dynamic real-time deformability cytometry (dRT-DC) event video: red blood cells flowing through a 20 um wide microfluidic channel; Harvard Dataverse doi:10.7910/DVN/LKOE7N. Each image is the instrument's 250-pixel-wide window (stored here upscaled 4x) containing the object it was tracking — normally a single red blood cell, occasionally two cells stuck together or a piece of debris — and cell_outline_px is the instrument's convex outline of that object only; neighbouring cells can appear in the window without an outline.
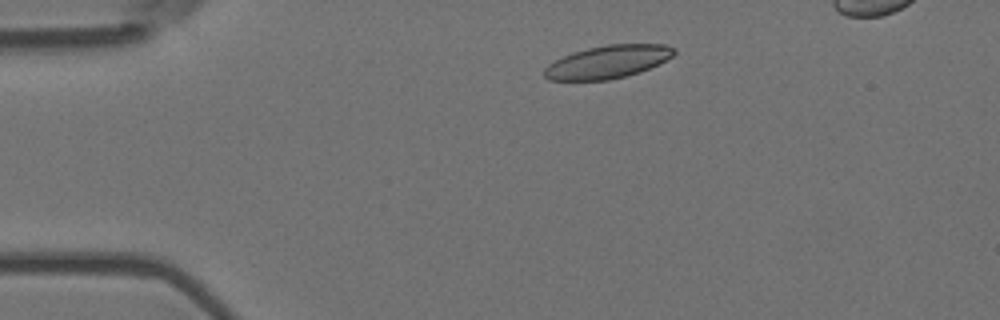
{"species": "Egyptian fruit bat (a non-hibernating species)", "species_latin": "Rousettus aegyptiacus", "temperature_condition": "room temperature", "stored_images_in_passage": 45, "camera_frame_rate_fps": 3000, "um_per_image_px": 0.085, "animal": {"sex": "female"}, "frame": {"image": 1, "passage_image": 4, "time_ms": 1.0, "image_size_px": [1000, 320], "cell_outline_px": [[676, 52], [672, 56], [640, 72], [628, 76], [608, 80], [548, 80], [544, 76], [544, 68], [548, 64], [572, 52], [588, 48], [608, 44], [664, 44], [676, 48]], "centroid_in_image_um": [51.65, 5.26], "position_along_channel_um": 33.4, "area_um2": 24.8}}
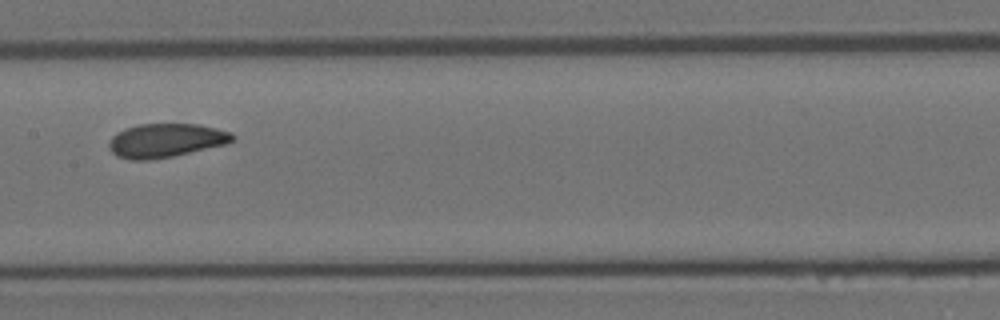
{"frame": {"image": 2, "passage_image": 21, "time_ms": 6.667, "image_size_px": [1000, 320], "cell_outline_px": [[236, 140], [224, 144], [172, 156], [148, 160], [128, 160], [116, 156], [108, 148], [108, 144], [112, 136], [124, 128], [140, 124], [200, 124], [232, 132], [236, 136]], "centroid_in_image_um": [14.08, 11.93], "position_along_channel_um": 193.3, "area_um2": 24.39}}
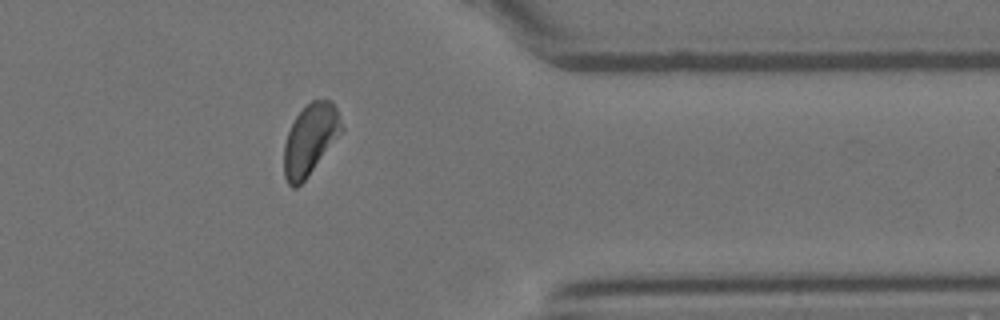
{"frame": {"image": 3, "passage_image": 38, "time_ms": 12.333, "image_size_px": [1000, 320], "cell_outline_px": [[344, 132], [308, 176], [296, 188], [292, 188], [288, 184], [284, 176], [284, 144], [288, 132], [296, 116], [312, 100], [332, 100], [336, 108], [344, 128]], "centroid_in_image_um": [26.39, 11.87], "position_along_channel_um": 385.0, "area_um2": 23.93}, "authors_computed_cell_mechanics": {"area_um2": 24.3916, "velocity_mm_per_s": 3.6346, "shape_relaxation_time_tau1_ms": 5.8779, "shape_relaxation_time_tau2_ms": 2.2986, "deformation_change_tau1": 0.1234, "deformation_change_tau2": 0.0699}}